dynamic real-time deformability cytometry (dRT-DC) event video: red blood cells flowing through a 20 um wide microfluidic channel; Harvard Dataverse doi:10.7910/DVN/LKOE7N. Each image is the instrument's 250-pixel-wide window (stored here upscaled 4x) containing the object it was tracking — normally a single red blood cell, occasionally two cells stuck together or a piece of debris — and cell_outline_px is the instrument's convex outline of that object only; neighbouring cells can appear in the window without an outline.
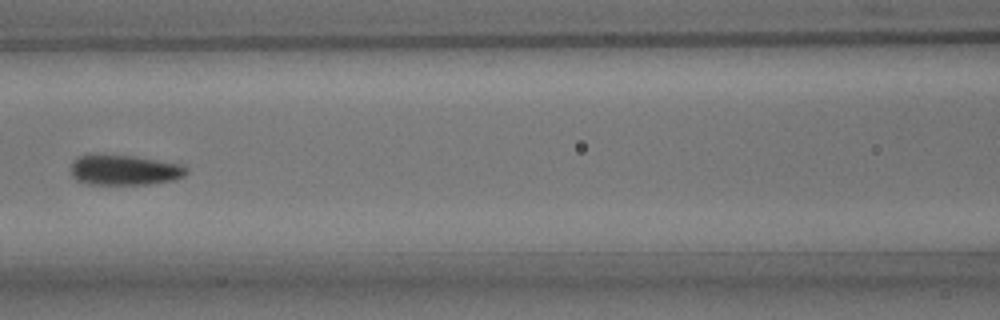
{"species": "common noctule bat (a hibernating species)", "species_latin": "Nyctalus noctula", "temperature_condition": "room temperature", "stored_images_in_passage": 9, "camera_frame_rate_fps": 3000, "um_per_image_px": 0.085, "animal": {"sex": "male", "body_mass_g": 15.6}, "frame": {"image": 1, "passage_image": 7, "time_ms": 7.0, "image_size_px": [1000, 320], "cell_outline_px": [[188, 172], [184, 176], [176, 180], [148, 184], [88, 184], [76, 180], [72, 176], [72, 160], [80, 156], [132, 156], [184, 164], [188, 168]], "centroid_in_image_um": [10.65, 14.47], "position_along_channel_um": 156.0, "area_um2": 20.17}}
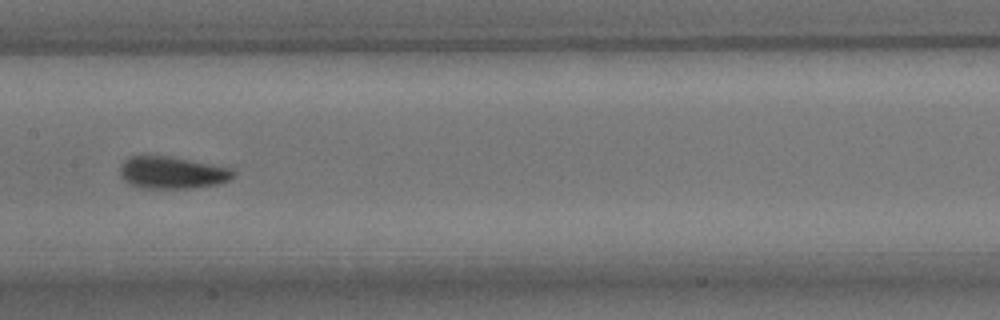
{"frame": {"image": 2, "passage_image": 8, "time_ms": 8.0, "image_size_px": [1000, 320], "cell_outline_px": [[236, 176], [220, 184], [192, 188], [140, 188], [128, 184], [120, 176], [120, 164], [124, 160], [132, 156], [168, 156], [232, 168], [236, 172]], "centroid_in_image_um": [14.63, 14.68], "position_along_channel_um": 192.8, "area_um2": 21.39}}
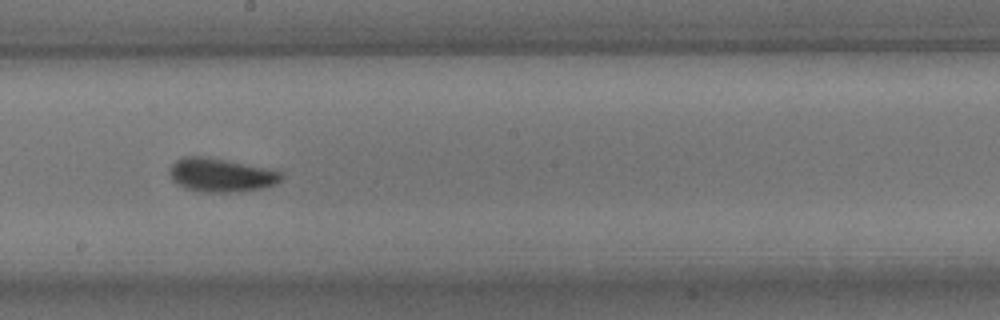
{"frame": {"image": 3, "passage_image": 9, "time_ms": 9.0, "image_size_px": [1000, 320], "cell_outline_px": [[284, 176], [276, 184], [264, 188], [244, 192], [200, 192], [184, 188], [176, 184], [172, 180], [168, 172], [172, 164], [176, 160], [184, 156], [208, 156], [264, 168], [280, 172]], "centroid_in_image_um": [18.74, 14.89], "position_along_channel_um": 229.5, "area_um2": 22.14}}